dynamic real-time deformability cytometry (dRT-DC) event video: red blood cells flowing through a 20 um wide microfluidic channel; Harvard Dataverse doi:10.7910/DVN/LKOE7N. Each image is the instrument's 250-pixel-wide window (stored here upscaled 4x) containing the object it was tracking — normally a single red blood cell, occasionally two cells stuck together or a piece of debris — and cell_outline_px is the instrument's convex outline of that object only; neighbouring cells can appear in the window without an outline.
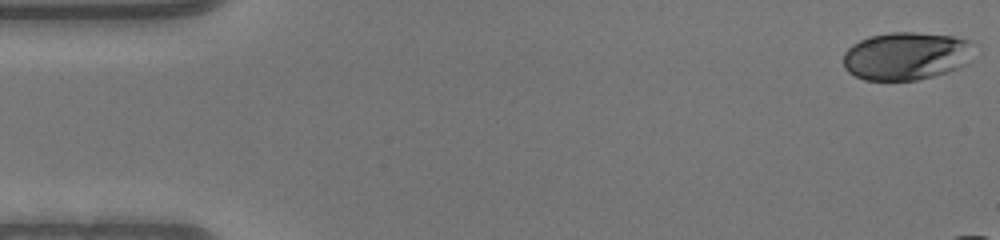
{"species": "human", "species_latin": "Homo sapiens", "temperature_condition": "warm", "stored_images_in_passage": 14, "camera_frame_rate_fps": 3000, "um_per_image_px": 0.085, "donor": {"sex": "male"}, "frame": {"image": 1, "passage_image": 1, "time_ms": 0.0, "image_size_px": [1000, 240], "cell_outline_px": [[968, 64], [948, 72], [916, 80], [864, 80], [848, 72], [844, 68], [844, 52], [852, 44], [868, 36], [888, 32], [916, 32], [952, 36], [968, 40]], "centroid_in_image_um": [76.94, 4.76], "position_along_channel_um": 8.1, "area_um2": 36.24}}